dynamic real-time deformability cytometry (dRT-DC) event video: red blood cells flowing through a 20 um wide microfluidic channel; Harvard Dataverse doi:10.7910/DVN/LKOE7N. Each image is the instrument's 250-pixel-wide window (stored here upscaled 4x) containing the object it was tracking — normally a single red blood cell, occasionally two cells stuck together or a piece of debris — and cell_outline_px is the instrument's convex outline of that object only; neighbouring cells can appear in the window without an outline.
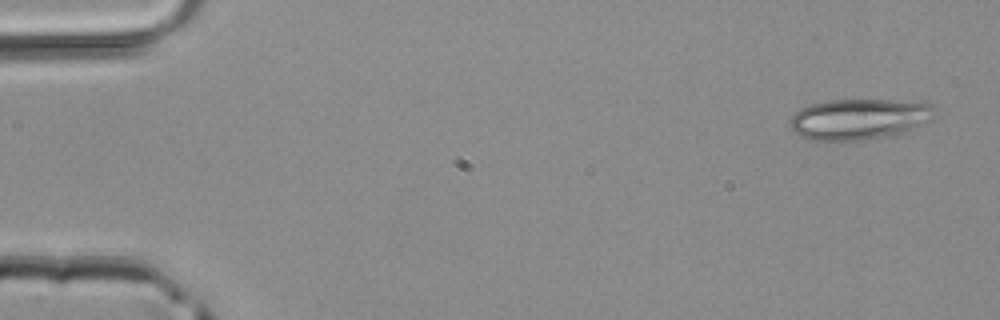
{"species": "common noctule bat (a hibernating species)", "species_latin": "Nyctalus noctula", "temperature_condition": "room temperature", "stored_images_in_passage": 4, "camera_frame_rate_fps": 3000, "um_per_image_px": 0.085, "animal": {"sex": "male", "body_mass_g": 20.4}, "frame": {"image": 1, "passage_image": 1, "time_ms": 0.0, "image_size_px": [1000, 320], "cell_outline_px": [[940, 108], [932, 120], [900, 132], [884, 136], [864, 140], [808, 140], [800, 136], [788, 124], [788, 120], [800, 108], [812, 104], [832, 100], [888, 100], [932, 104]], "centroid_in_image_um": [73.02, 10.11], "position_along_channel_um": 12.0, "area_um2": 34.22}}